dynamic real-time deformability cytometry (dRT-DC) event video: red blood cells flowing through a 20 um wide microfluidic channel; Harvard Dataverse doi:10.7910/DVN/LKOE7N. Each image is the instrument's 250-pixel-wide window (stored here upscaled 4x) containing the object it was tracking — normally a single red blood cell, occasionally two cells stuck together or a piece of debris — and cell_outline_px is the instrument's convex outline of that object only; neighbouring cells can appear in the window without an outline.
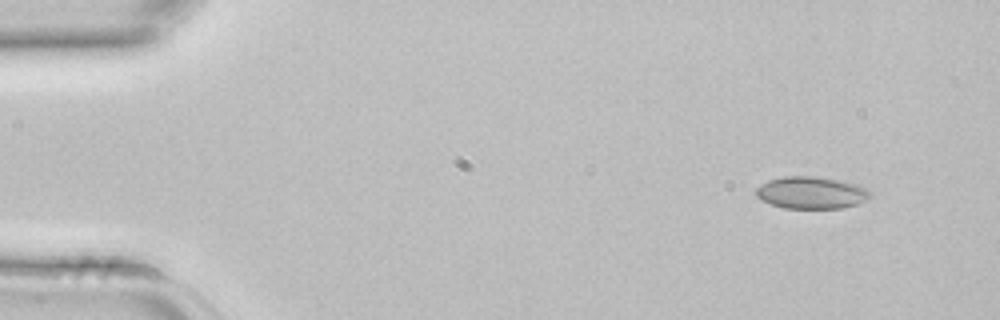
{"species": "common noctule bat (a hibernating species)", "species_latin": "Nyctalus noctula", "temperature_condition": "room temperature", "stored_images_in_passage": 3, "camera_frame_rate_fps": 3000, "um_per_image_px": 0.085, "animal": {"sex": "female", "body_mass_g": 22.7, "forearm_length_mm": 54.2}, "frame": {"image": 1, "passage_image": 1, "time_ms": 0.0, "image_size_px": [1000, 320], "cell_outline_px": [[872, 196], [868, 200], [844, 208], [784, 208], [760, 200], [756, 196], [756, 188], [760, 184], [768, 180], [784, 176], [820, 176], [856, 184], [868, 188], [872, 192]], "centroid_in_image_um": [68.98, 16.37], "position_along_channel_um": 16.0, "area_um2": 21.68}}
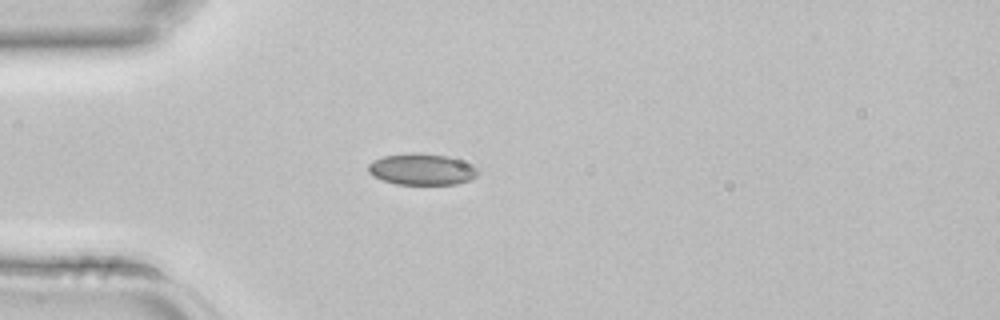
{"frame": {"image": 2, "passage_image": 3, "time_ms": 0.667, "image_size_px": [1000, 320], "cell_outline_px": [[476, 176], [468, 180], [456, 184], [396, 184], [372, 176], [368, 172], [368, 164], [372, 160], [384, 156], [412, 152], [444, 156], [460, 160], [476, 168]], "centroid_in_image_um": [35.77, 14.39], "position_along_channel_um": 49.2, "area_um2": 19.71}}